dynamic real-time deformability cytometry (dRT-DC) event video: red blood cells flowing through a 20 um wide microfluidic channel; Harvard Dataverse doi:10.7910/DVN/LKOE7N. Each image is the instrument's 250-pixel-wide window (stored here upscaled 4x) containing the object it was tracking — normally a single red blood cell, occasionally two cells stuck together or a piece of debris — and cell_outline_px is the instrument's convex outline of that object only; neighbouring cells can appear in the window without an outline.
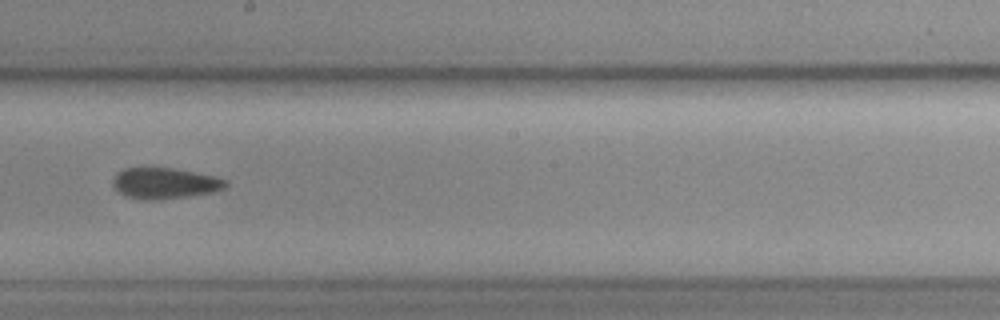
{"species": "common noctule bat (a hibernating species)", "species_latin": "Nyctalus noctula", "temperature_condition": "cold", "stored_images_in_passage": 11, "segment_of_instrument_passage": [2, 2], "camera_frame_rate_fps": 3000, "um_per_image_px": 0.085, "animal": {"sex": "female", "body_mass_g": 19.3, "forearm_length_mm": 54.1}, "frame": {"image": 1, "passage_image": 5, "time_ms": 8.667, "image_size_px": [1000, 320], "cell_outline_px": [[228, 184], [224, 188], [212, 192], [188, 196], [156, 200], [140, 200], [124, 196], [112, 184], [112, 180], [116, 172], [124, 168], [172, 168], [216, 176], [228, 180]], "centroid_in_image_um": [13.99, 15.58], "position_along_channel_um": 234.2, "area_um2": 20.46}}
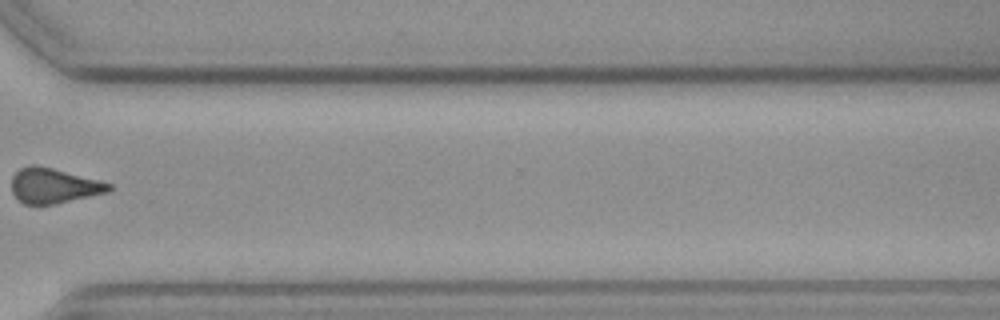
{"frame": {"image": 2, "passage_image": 8, "time_ms": 12.333, "image_size_px": [1000, 320], "cell_outline_px": [[112, 188], [108, 192], [56, 204], [24, 204], [12, 192], [12, 176], [20, 168], [32, 164], [36, 164], [100, 180], [112, 184]], "centroid_in_image_um": [4.57, 15.78], "position_along_channel_um": 366.0, "area_um2": 19.83}}
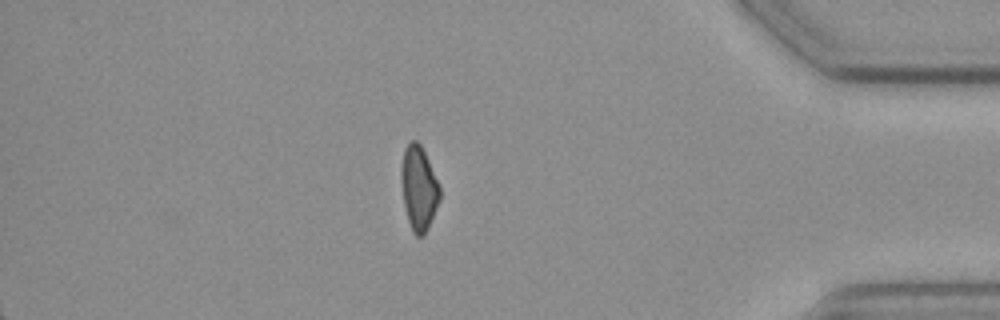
{"frame": {"image": 3, "passage_image": 10, "time_ms": 14.333, "image_size_px": [1000, 320], "cell_outline_px": [[440, 200], [428, 228], [424, 236], [416, 236], [412, 232], [408, 220], [404, 204], [400, 176], [404, 148], [412, 140], [416, 140], [420, 144], [428, 160], [440, 188]], "centroid_in_image_um": [35.59, 16.02], "position_along_channel_um": 399.6, "area_um2": 18.79}}